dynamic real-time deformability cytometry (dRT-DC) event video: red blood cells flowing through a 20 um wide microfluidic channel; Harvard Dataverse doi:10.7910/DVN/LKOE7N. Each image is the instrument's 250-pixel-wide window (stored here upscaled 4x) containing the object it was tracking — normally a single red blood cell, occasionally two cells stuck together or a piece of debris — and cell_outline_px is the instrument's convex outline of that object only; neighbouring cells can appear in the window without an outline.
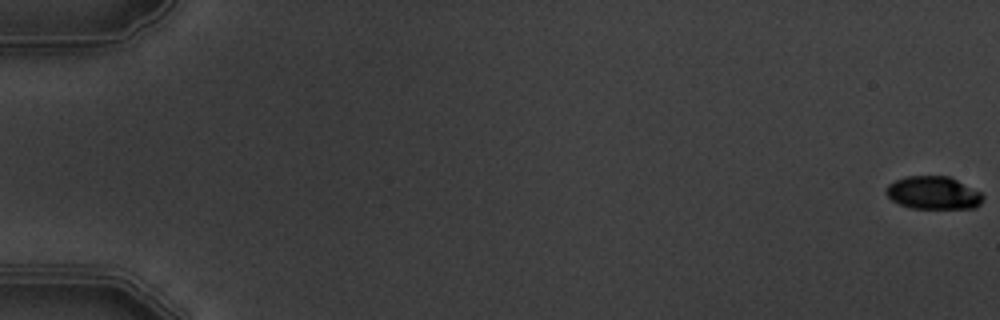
{"species": "common noctule bat (a hibernating species)", "species_latin": "Nyctalus noctula", "temperature_condition": "warm", "stored_images_in_passage": 6, "camera_frame_rate_fps": 3000, "um_per_image_px": 0.085, "animal": {"sex": "male", "body_mass_g": 19.5, "forearm_length_mm": 54.6}, "frame": {"image": 1, "passage_image": 1, "time_ms": 0.0, "image_size_px": [1000, 320], "cell_outline_px": [[984, 200], [976, 208], [912, 208], [900, 204], [892, 200], [884, 192], [884, 188], [888, 184], [904, 176], [948, 176], [980, 192], [984, 196]], "centroid_in_image_um": [79.31, 16.39], "position_along_channel_um": 5.7, "area_um2": 18.55}}
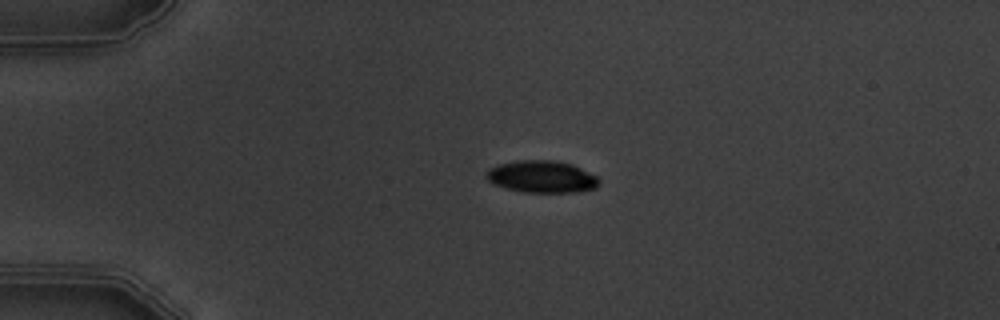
{"frame": {"image": 2, "passage_image": 5, "time_ms": 4.667, "image_size_px": [1000, 320], "cell_outline_px": [[600, 184], [596, 188], [576, 192], [524, 192], [504, 188], [492, 184], [484, 176], [484, 172], [488, 168], [500, 164], [520, 160], [556, 160], [572, 164], [596, 176], [600, 180]], "centroid_in_image_um": [46.02, 15.02], "position_along_channel_um": 39.0, "area_um2": 21.27}}